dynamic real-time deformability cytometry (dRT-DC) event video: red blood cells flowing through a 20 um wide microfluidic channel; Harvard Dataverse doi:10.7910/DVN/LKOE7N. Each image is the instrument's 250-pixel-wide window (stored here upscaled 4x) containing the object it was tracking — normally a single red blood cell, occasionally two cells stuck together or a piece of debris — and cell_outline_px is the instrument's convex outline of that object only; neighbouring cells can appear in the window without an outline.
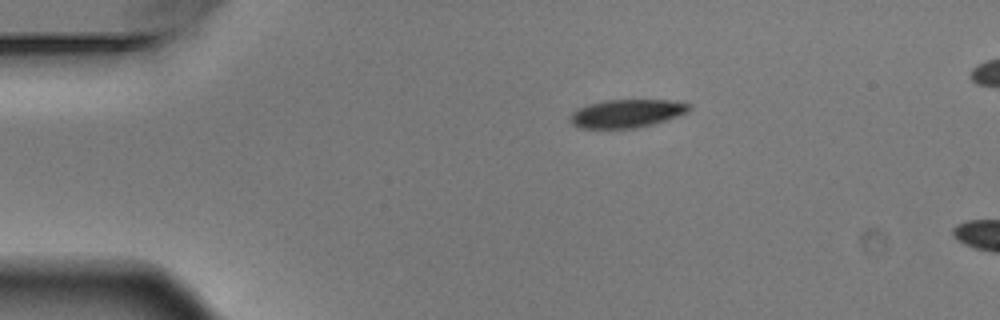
{"species": "Egyptian fruit bat (a non-hibernating species)", "species_latin": "Rousettus aegyptiacus", "temperature_condition": "warm", "stored_images_in_passage": 2, "camera_frame_rate_fps": 3000, "um_per_image_px": 0.085, "animal": {"sex": "male"}, "frame": {"image": 1, "passage_image": 1, "time_ms": 0.0, "image_size_px": [1000, 320], "cell_outline_px": [[692, 108], [688, 112], [652, 124], [636, 128], [580, 128], [572, 124], [568, 120], [568, 116], [572, 112], [580, 108], [604, 100], [668, 100], [692, 104]], "centroid_in_image_um": [53.26, 9.64], "position_along_channel_um": 31.7, "area_um2": 19.42}}